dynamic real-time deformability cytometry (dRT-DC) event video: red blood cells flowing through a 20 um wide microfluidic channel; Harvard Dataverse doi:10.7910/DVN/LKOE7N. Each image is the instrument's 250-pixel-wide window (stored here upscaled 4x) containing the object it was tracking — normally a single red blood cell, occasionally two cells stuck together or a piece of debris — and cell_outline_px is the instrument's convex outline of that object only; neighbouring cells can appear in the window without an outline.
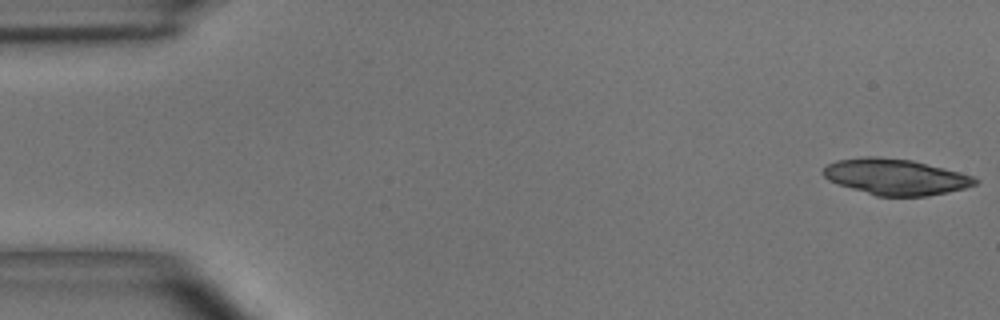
{"species": "common noctule bat (a hibernating species)", "species_latin": "Nyctalus noctula", "temperature_condition": "room temperature", "stored_images_in_passage": 9, "camera_frame_rate_fps": 3000, "um_per_image_px": 0.085, "animal": {"sex": "male", "body_mass_g": 15.6}, "frame": {"image": 1, "passage_image": 1, "time_ms": 0.0, "image_size_px": [1000, 320], "cell_outline_px": [[980, 180], [976, 184], [964, 188], [948, 192], [928, 196], [876, 196], [828, 180], [820, 172], [828, 164], [836, 160], [864, 156], [876, 156], [912, 160], [960, 172], [972, 176]], "centroid_in_image_um": [76.12, 15.02], "position_along_channel_um": 8.9, "area_um2": 31.79}}